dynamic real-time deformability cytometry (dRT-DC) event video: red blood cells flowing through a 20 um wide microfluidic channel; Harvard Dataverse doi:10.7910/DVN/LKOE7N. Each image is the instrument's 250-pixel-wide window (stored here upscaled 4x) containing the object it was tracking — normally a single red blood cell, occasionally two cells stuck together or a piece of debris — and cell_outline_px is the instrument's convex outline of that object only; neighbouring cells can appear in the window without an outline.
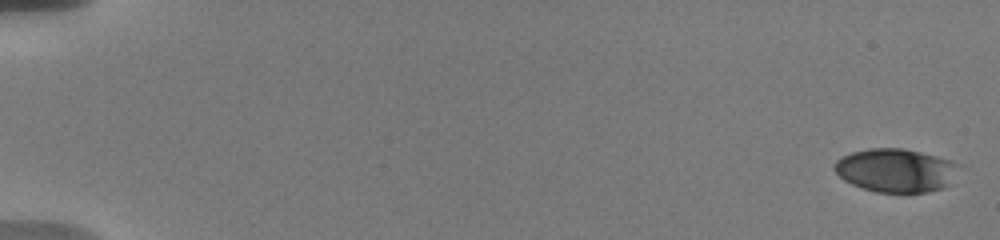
{"species": "human", "species_latin": "Homo sapiens", "temperature_condition": "warm", "stored_images_in_passage": 9, "segment_of_instrument_passage": [1, 2], "camera_frame_rate_fps": 3000, "um_per_image_px": 0.085, "donor": {"sex": "male"}, "frame": {"image": 1, "passage_image": 1, "time_ms": 0.0, "image_size_px": [1000, 240], "cell_outline_px": [[960, 164], [956, 184], [944, 188], [928, 192], [876, 192], [852, 184], [844, 180], [832, 168], [832, 164], [836, 160], [852, 152], [868, 148], [904, 148], [952, 160]], "centroid_in_image_um": [76.23, 14.48], "position_along_channel_um": 8.8, "area_um2": 32.14}}